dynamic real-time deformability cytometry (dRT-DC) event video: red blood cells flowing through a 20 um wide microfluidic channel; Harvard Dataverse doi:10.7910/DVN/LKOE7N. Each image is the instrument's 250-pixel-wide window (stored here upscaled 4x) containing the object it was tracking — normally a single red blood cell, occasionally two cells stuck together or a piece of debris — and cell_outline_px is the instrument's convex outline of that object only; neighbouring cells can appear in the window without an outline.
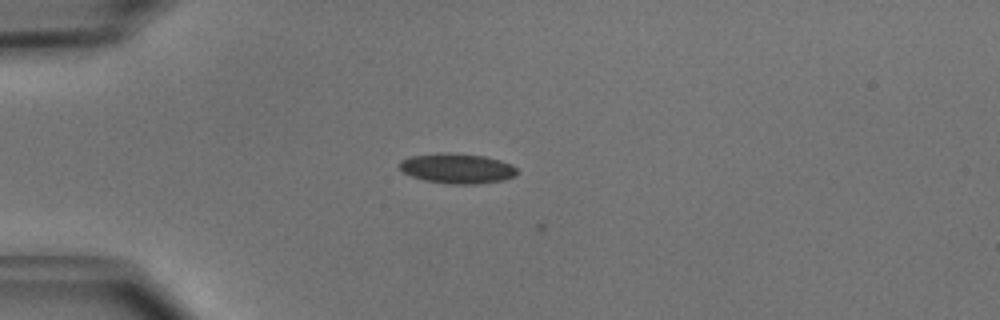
{"species": "common noctule bat (a hibernating species)", "species_latin": "Nyctalus noctula", "temperature_condition": "cold", "stored_images_in_passage": 4, "camera_frame_rate_fps": 3000, "um_per_image_px": 0.085, "animal": {"sex": "male", "body_mass_g": 15.6}, "frame": {"image": 1, "passage_image": 1, "time_ms": 0.0, "image_size_px": [1000, 320], "cell_outline_px": [[520, 172], [516, 176], [504, 180], [476, 184], [448, 184], [424, 180], [412, 176], [404, 172], [400, 168], [400, 160], [408, 156], [440, 152], [448, 152], [484, 156], [500, 160], [512, 164]], "centroid_in_image_um": [38.88, 14.31], "position_along_channel_um": 46.1, "area_um2": 20.87}}